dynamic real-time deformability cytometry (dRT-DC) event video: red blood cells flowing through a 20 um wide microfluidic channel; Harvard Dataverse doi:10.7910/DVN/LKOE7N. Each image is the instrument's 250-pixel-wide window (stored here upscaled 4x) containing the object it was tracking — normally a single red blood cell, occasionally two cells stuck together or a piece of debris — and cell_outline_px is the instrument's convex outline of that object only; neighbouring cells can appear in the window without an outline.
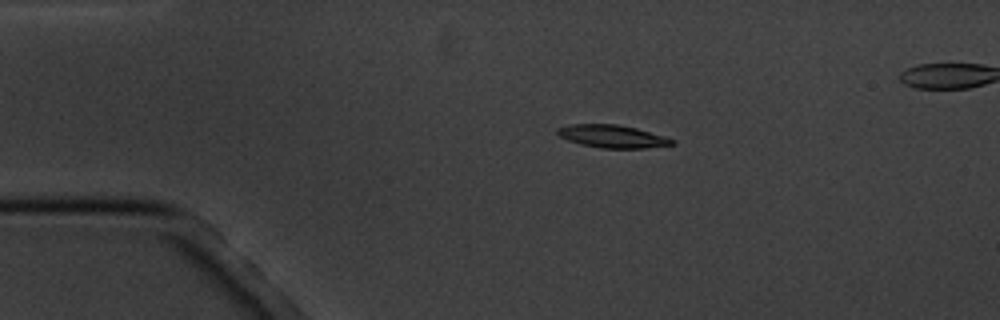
{"species": "common noctule bat (a hibernating species)", "species_latin": "Nyctalus noctula", "temperature_condition": "cold", "stored_images_in_passage": 8, "camera_frame_rate_fps": 3000, "um_per_image_px": 0.085, "animal": {"sex": "male", "body_mass_g": 20.1, "forearm_length_mm": 53.5}, "frame": {"image": 1, "passage_image": 3, "time_ms": 3.333, "image_size_px": [1000, 320], "cell_outline_px": [[676, 144], [644, 148], [600, 148], [580, 144], [568, 140], [560, 136], [556, 132], [556, 128], [572, 124], [616, 124], [636, 128], [664, 136], [676, 140]], "centroid_in_image_um": [52.06, 11.59], "position_along_channel_um": 32.9, "area_um2": 15.2}}
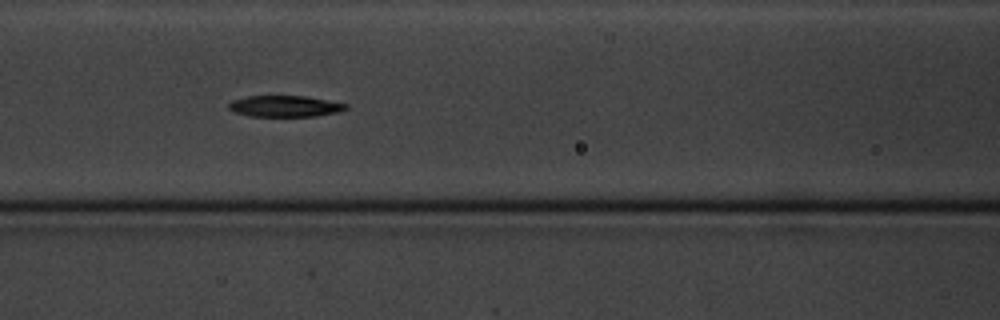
{"frame": {"image": 2, "passage_image": 7, "time_ms": 7.667, "image_size_px": [1000, 320], "cell_outline_px": [[348, 108], [336, 112], [316, 116], [252, 116], [236, 112], [228, 108], [228, 104], [232, 100], [248, 96], [304, 96], [348, 104]], "centroid_in_image_um": [24.21, 9.02], "position_along_channel_um": 142.4, "area_um2": 14.28}}
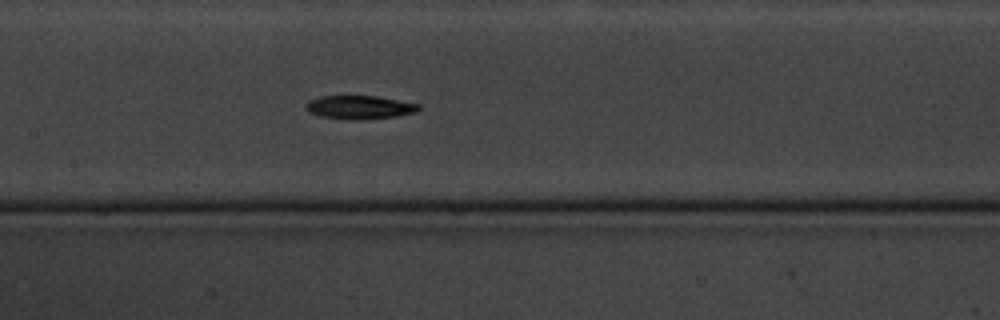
{"frame": {"image": 3, "passage_image": 8, "time_ms": 8.667, "image_size_px": [1000, 320], "cell_outline_px": [[420, 108], [416, 112], [396, 116], [364, 120], [352, 120], [320, 116], [308, 112], [304, 108], [312, 100], [320, 96], [376, 96], [420, 104]], "centroid_in_image_um": [30.58, 9.13], "position_along_channel_um": 176.8, "area_um2": 15.37}}